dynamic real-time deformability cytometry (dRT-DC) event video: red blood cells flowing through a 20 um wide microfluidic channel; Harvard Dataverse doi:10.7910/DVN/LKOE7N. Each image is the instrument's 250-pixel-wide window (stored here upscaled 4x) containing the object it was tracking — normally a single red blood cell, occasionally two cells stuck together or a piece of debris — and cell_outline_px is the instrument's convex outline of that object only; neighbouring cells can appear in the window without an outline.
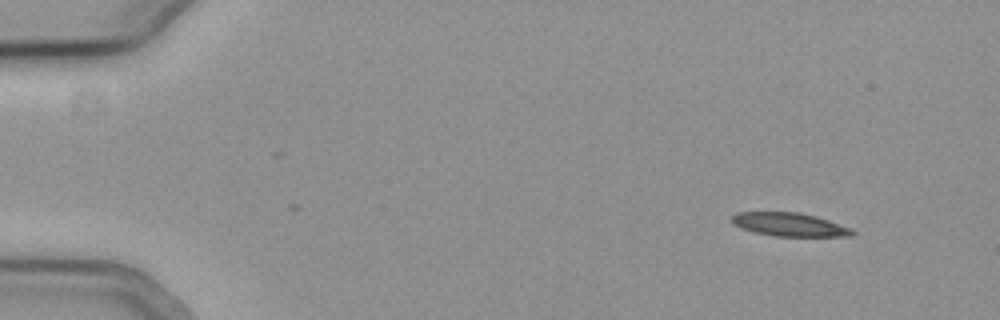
{"species": "common noctule bat (a hibernating species)", "species_latin": "Nyctalus noctula", "temperature_condition": "cold", "stored_images_in_passage": 51, "camera_frame_rate_fps": 3000, "um_per_image_px": 0.085, "animal": {"sex": "female", "body_mass_g": 19.3, "forearm_length_mm": 54.1}, "frame": {"image": 1, "passage_image": 1, "time_ms": 0.0, "image_size_px": [1000, 320], "cell_outline_px": [[856, 232], [852, 236], [772, 236], [740, 228], [732, 224], [732, 216], [740, 212], [796, 212], [828, 220], [848, 228]], "centroid_in_image_um": [67.05, 19.09], "position_along_channel_um": 17.9, "area_um2": 16.13}}
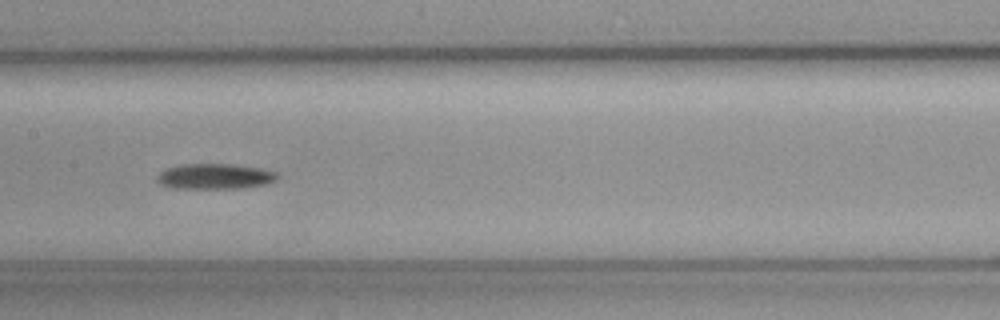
{"frame": {"image": 2, "passage_image": 24, "time_ms": 7.667, "image_size_px": [1000, 320], "cell_outline_px": [[280, 176], [276, 180], [268, 184], [244, 188], [168, 188], [160, 184], [156, 180], [156, 176], [164, 168], [180, 164], [228, 164], [260, 168], [276, 172]], "centroid_in_image_um": [18.24, 15.0], "position_along_channel_um": 189.2, "area_um2": 18.09}}
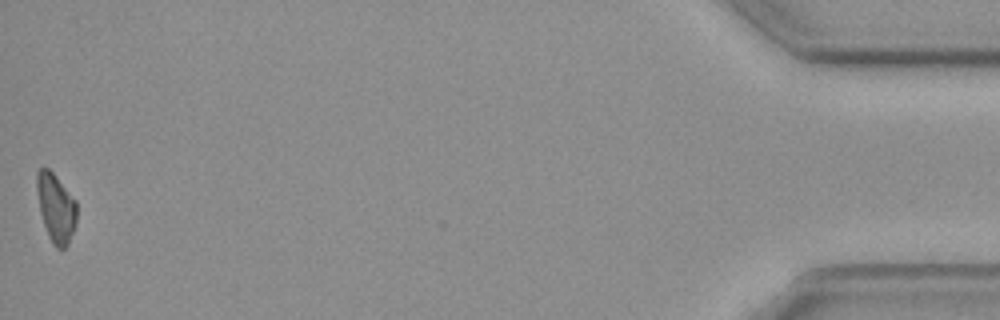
{"frame": {"image": 3, "passage_image": 51, "time_ms": 16.667, "image_size_px": [1000, 320], "cell_outline_px": [[76, 224], [68, 244], [64, 248], [56, 248], [52, 244], [48, 236], [40, 212], [36, 188], [36, 172], [40, 168], [48, 168], [56, 176], [76, 200]], "centroid_in_image_um": [4.74, 17.66], "position_along_channel_um": 430.5, "area_um2": 16.01}}